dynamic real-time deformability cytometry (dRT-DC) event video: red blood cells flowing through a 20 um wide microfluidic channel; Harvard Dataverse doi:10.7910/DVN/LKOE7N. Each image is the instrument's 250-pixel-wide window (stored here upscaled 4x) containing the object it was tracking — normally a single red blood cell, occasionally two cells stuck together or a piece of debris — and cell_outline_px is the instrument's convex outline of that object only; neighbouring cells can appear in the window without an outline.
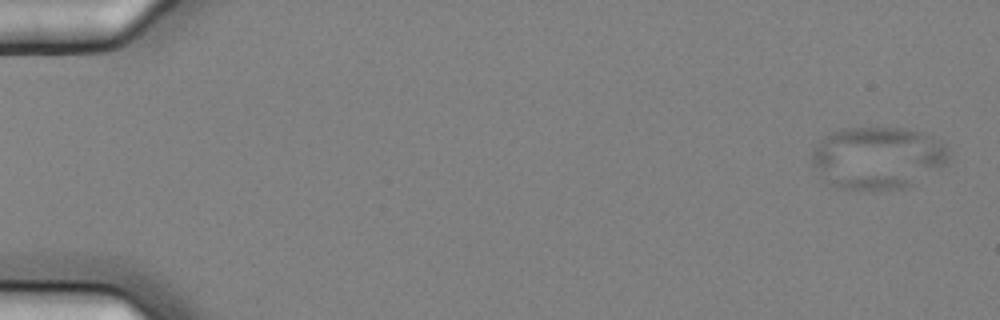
{"species": "common noctule bat (a hibernating species)", "species_latin": "Nyctalus noctula", "temperature_condition": "cold", "stored_images_in_passage": 5, "camera_frame_rate_fps": 3000, "um_per_image_px": 0.085, "animal": {"sex": "female", "body_mass_g": 25.1}, "frame": {"image": 1, "passage_image": 1, "time_ms": 0.0, "image_size_px": [1000, 320], "cell_outline_px": [[948, 164], [912, 184], [904, 188], [872, 192], [836, 188], [812, 164], [812, 148], [824, 136], [840, 128], [904, 128], [920, 132], [932, 136], [940, 140], [944, 144], [948, 152]], "centroid_in_image_um": [74.61, 13.43], "position_along_channel_um": 10.4, "area_um2": 50.11}}